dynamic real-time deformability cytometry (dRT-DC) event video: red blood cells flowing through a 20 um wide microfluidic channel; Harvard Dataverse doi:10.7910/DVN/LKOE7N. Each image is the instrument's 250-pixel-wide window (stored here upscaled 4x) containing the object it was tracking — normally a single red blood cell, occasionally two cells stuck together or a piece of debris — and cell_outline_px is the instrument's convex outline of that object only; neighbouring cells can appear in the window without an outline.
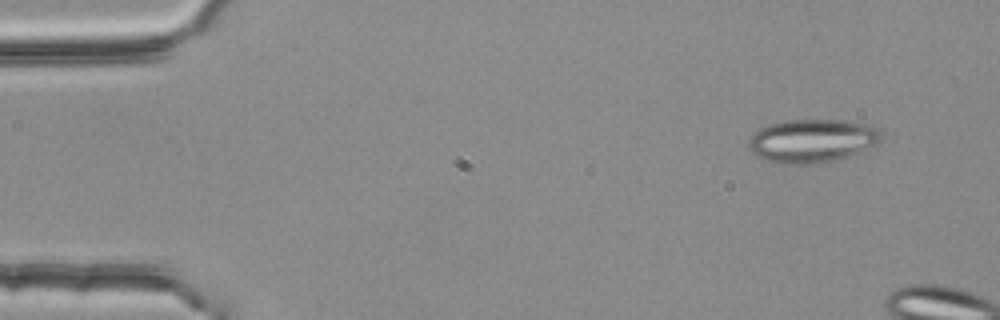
{"species": "common noctule bat (a hibernating species)", "species_latin": "Nyctalus noctula", "temperature_condition": "room temperature", "stored_images_in_passage": 3, "camera_frame_rate_fps": 3000, "um_per_image_px": 0.085, "animal": {"sex": "female", "body_mass_g": 25.1}, "frame": {"image": 1, "passage_image": 1, "time_ms": 0.0, "image_size_px": [1000, 320], "cell_outline_px": [[884, 140], [860, 152], [832, 160], [804, 164], [788, 164], [768, 160], [756, 156], [748, 148], [748, 140], [760, 128], [768, 124], [784, 120], [844, 120], [876, 128], [880, 132]], "centroid_in_image_um": [69.0, 11.95], "position_along_channel_um": 16.0, "area_um2": 33.12}}